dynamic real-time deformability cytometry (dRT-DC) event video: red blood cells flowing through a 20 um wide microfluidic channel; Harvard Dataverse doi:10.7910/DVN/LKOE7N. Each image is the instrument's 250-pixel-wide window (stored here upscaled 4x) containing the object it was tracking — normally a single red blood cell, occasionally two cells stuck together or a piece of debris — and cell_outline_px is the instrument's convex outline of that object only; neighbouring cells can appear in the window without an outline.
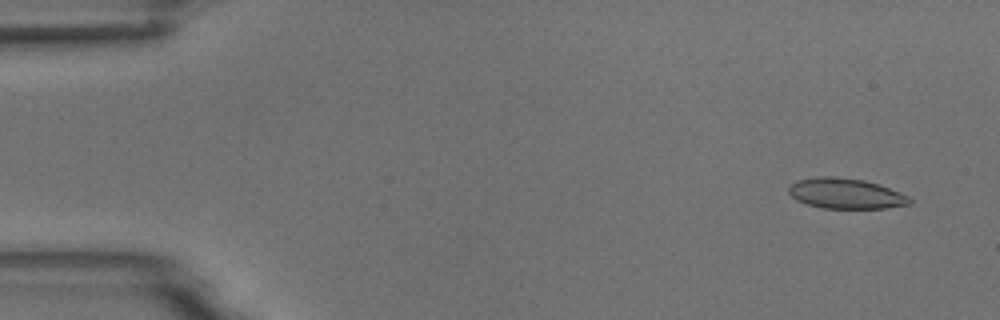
{"species": "common noctule bat (a hibernating species)", "species_latin": "Nyctalus noctula", "temperature_condition": "room temperature", "stored_images_in_passage": 55, "camera_frame_rate_fps": 3000, "um_per_image_px": 0.085, "animal": {"sex": "male", "body_mass_g": 18.8}, "frame": {"image": 1, "passage_image": 4, "time_ms": 1.0, "image_size_px": [1000, 320], "cell_outline_px": [[912, 204], [884, 208], [820, 208], [796, 200], [788, 192], [788, 188], [796, 180], [816, 176], [836, 176], [864, 180], [900, 192], [908, 196], [912, 200]], "centroid_in_image_um": [71.87, 16.44], "position_along_channel_um": 13.1, "area_um2": 21.44}}
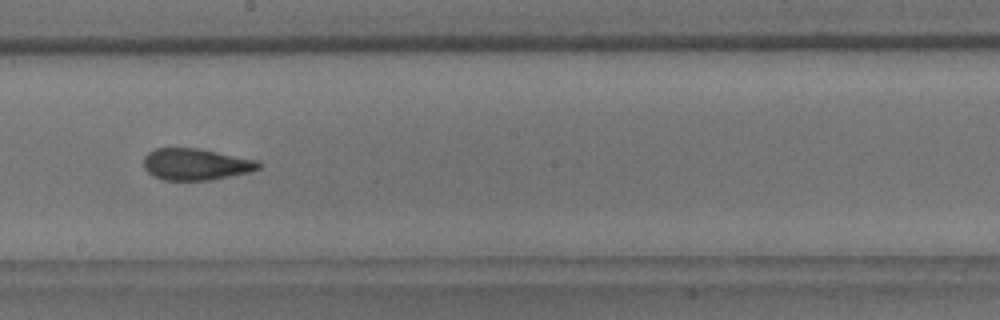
{"frame": {"image": 2, "passage_image": 31, "time_ms": 10.0, "image_size_px": [1000, 320], "cell_outline_px": [[260, 168], [252, 172], [208, 180], [164, 180], [148, 172], [144, 168], [144, 156], [148, 152], [156, 148], [196, 148], [256, 160], [260, 164]], "centroid_in_image_um": [16.63, 13.97], "position_along_channel_um": 231.6, "area_um2": 20.92}}
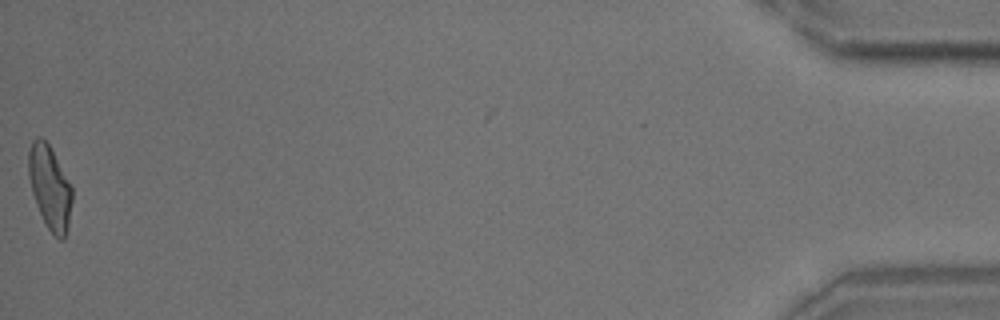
{"frame": {"image": 3, "passage_image": 55, "time_ms": 18.0, "image_size_px": [1000, 320], "cell_outline_px": [[72, 200], [68, 228], [64, 240], [60, 240], [48, 228], [36, 204], [32, 192], [28, 176], [28, 152], [32, 140], [36, 136], [40, 136], [48, 144], [72, 188]], "centroid_in_image_um": [4.22, 15.93], "position_along_channel_um": 431.0, "area_um2": 20.92}, "authors_computed_cell_mechanics": {"area_um2": 21.4438, "velocity_mm_per_s": 3.7045, "shape_relaxation_time_tau1_ms": 5.7066, "shape_relaxation_time_tau2_ms": 2.0791, "deformation_change_tau1": 0.1584, "deformation_change_tau2": 0.0824}}